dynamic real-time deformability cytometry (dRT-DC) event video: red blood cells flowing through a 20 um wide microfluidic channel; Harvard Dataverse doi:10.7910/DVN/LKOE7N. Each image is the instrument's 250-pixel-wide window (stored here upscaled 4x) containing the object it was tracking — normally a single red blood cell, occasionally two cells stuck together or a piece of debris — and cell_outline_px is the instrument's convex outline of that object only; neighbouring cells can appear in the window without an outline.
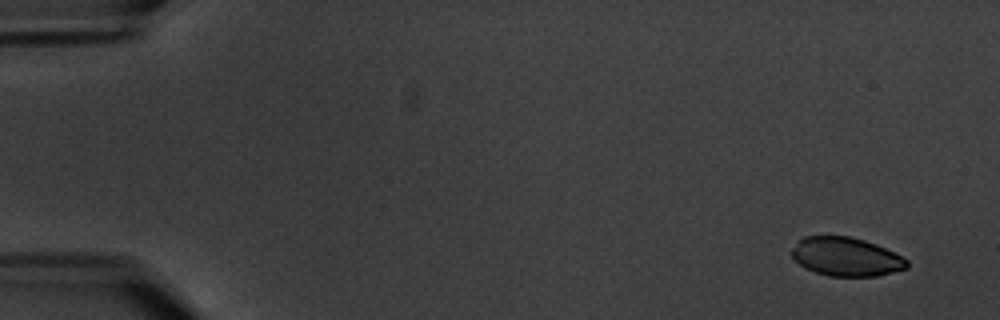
{"species": "common noctule bat (a hibernating species)", "species_latin": "Nyctalus noctula", "temperature_condition": "warm", "stored_images_in_passage": 10, "camera_frame_rate_fps": 3000, "um_per_image_px": 0.085, "animal": {"sex": "male", "body_mass_g": 20.1, "forearm_length_mm": 53.5}, "frame": {"image": 1, "passage_image": 1, "time_ms": 0.0, "image_size_px": [1000, 320], "cell_outline_px": [[908, 268], [880, 276], [828, 276], [804, 268], [792, 256], [792, 248], [804, 236], [848, 236], [864, 240], [876, 244], [908, 260]], "centroid_in_image_um": [71.93, 21.83], "position_along_channel_um": 13.1, "area_um2": 25.84}}
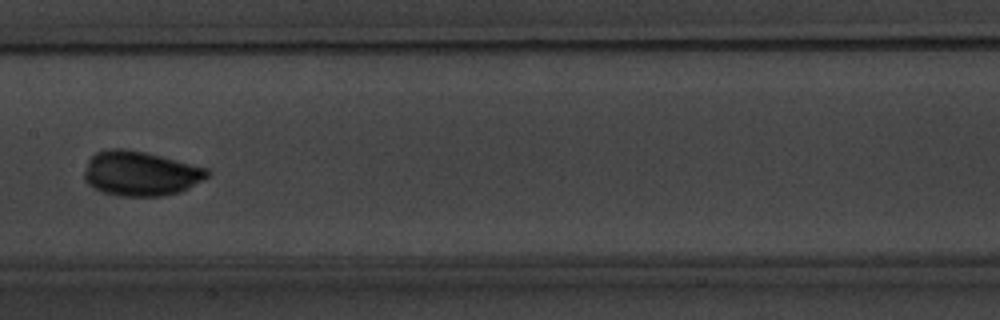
{"frame": {"image": 2, "passage_image": 9, "time_ms": 9.333, "image_size_px": [1000, 320], "cell_outline_px": [[212, 172], [204, 180], [180, 192], [164, 196], [120, 196], [104, 192], [88, 184], [84, 180], [84, 168], [88, 160], [96, 152], [108, 148], [120, 148], [144, 152], [208, 168]], "centroid_in_image_um": [11.94, 14.75], "position_along_channel_um": 195.5, "area_um2": 32.08}}